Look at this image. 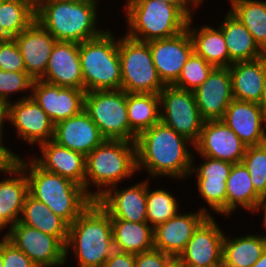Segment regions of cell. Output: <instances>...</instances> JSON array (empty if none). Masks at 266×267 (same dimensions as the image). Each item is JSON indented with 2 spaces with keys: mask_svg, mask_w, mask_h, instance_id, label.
<instances>
[{
  "mask_svg": "<svg viewBox=\"0 0 266 267\" xmlns=\"http://www.w3.org/2000/svg\"><path fill=\"white\" fill-rule=\"evenodd\" d=\"M135 144L137 170L146 171L147 179L167 177L185 181L189 178L195 152L188 146L194 149V143L171 127L160 121L140 133Z\"/></svg>",
  "mask_w": 266,
  "mask_h": 267,
  "instance_id": "6da1fadb",
  "label": "cell"
},
{
  "mask_svg": "<svg viewBox=\"0 0 266 267\" xmlns=\"http://www.w3.org/2000/svg\"><path fill=\"white\" fill-rule=\"evenodd\" d=\"M113 251L111 217L97 201H93L69 225L65 262L73 252L77 267H103Z\"/></svg>",
  "mask_w": 266,
  "mask_h": 267,
  "instance_id": "7a4b0ae2",
  "label": "cell"
},
{
  "mask_svg": "<svg viewBox=\"0 0 266 267\" xmlns=\"http://www.w3.org/2000/svg\"><path fill=\"white\" fill-rule=\"evenodd\" d=\"M31 159L20 155L18 160V165L27 175L29 195L45 203L69 225L72 224L94 200L80 185L44 170Z\"/></svg>",
  "mask_w": 266,
  "mask_h": 267,
  "instance_id": "3957f363",
  "label": "cell"
},
{
  "mask_svg": "<svg viewBox=\"0 0 266 267\" xmlns=\"http://www.w3.org/2000/svg\"><path fill=\"white\" fill-rule=\"evenodd\" d=\"M99 3L40 0L36 4L35 20L57 41L82 43L107 30L97 26Z\"/></svg>",
  "mask_w": 266,
  "mask_h": 267,
  "instance_id": "277c9868",
  "label": "cell"
},
{
  "mask_svg": "<svg viewBox=\"0 0 266 267\" xmlns=\"http://www.w3.org/2000/svg\"><path fill=\"white\" fill-rule=\"evenodd\" d=\"M137 172L135 142L105 139L86 156L84 189L96 201Z\"/></svg>",
  "mask_w": 266,
  "mask_h": 267,
  "instance_id": "5b68a950",
  "label": "cell"
},
{
  "mask_svg": "<svg viewBox=\"0 0 266 267\" xmlns=\"http://www.w3.org/2000/svg\"><path fill=\"white\" fill-rule=\"evenodd\" d=\"M125 33L149 42L174 37L187 29L188 18L175 6L158 0H126Z\"/></svg>",
  "mask_w": 266,
  "mask_h": 267,
  "instance_id": "8992f818",
  "label": "cell"
},
{
  "mask_svg": "<svg viewBox=\"0 0 266 267\" xmlns=\"http://www.w3.org/2000/svg\"><path fill=\"white\" fill-rule=\"evenodd\" d=\"M111 29L79 43V56L85 92L121 89V62L118 38Z\"/></svg>",
  "mask_w": 266,
  "mask_h": 267,
  "instance_id": "52a82bcc",
  "label": "cell"
},
{
  "mask_svg": "<svg viewBox=\"0 0 266 267\" xmlns=\"http://www.w3.org/2000/svg\"><path fill=\"white\" fill-rule=\"evenodd\" d=\"M121 62V89L126 93L159 94L166 86L155 68L149 44L118 36Z\"/></svg>",
  "mask_w": 266,
  "mask_h": 267,
  "instance_id": "ba28073f",
  "label": "cell"
},
{
  "mask_svg": "<svg viewBox=\"0 0 266 267\" xmlns=\"http://www.w3.org/2000/svg\"><path fill=\"white\" fill-rule=\"evenodd\" d=\"M84 110L105 139L136 141L128 121L127 93L122 89L85 92Z\"/></svg>",
  "mask_w": 266,
  "mask_h": 267,
  "instance_id": "9c48e42d",
  "label": "cell"
},
{
  "mask_svg": "<svg viewBox=\"0 0 266 267\" xmlns=\"http://www.w3.org/2000/svg\"><path fill=\"white\" fill-rule=\"evenodd\" d=\"M160 96V121L194 144L198 141L204 119L192 91L166 85Z\"/></svg>",
  "mask_w": 266,
  "mask_h": 267,
  "instance_id": "30bf717a",
  "label": "cell"
},
{
  "mask_svg": "<svg viewBox=\"0 0 266 267\" xmlns=\"http://www.w3.org/2000/svg\"><path fill=\"white\" fill-rule=\"evenodd\" d=\"M5 237L37 267H62L66 264L65 246L52 235L18 221L5 232Z\"/></svg>",
  "mask_w": 266,
  "mask_h": 267,
  "instance_id": "8fae6325",
  "label": "cell"
},
{
  "mask_svg": "<svg viewBox=\"0 0 266 267\" xmlns=\"http://www.w3.org/2000/svg\"><path fill=\"white\" fill-rule=\"evenodd\" d=\"M8 124L13 126L18 140L39 146L54 136V124L37 102L26 93L8 104Z\"/></svg>",
  "mask_w": 266,
  "mask_h": 267,
  "instance_id": "7c38bea8",
  "label": "cell"
},
{
  "mask_svg": "<svg viewBox=\"0 0 266 267\" xmlns=\"http://www.w3.org/2000/svg\"><path fill=\"white\" fill-rule=\"evenodd\" d=\"M194 158H196V155L193 154L189 177L193 174L197 175L195 184L198 188V196L205 201V204H208V208L203 205L200 210L209 216H212L210 212L213 211V213L226 217V180L233 164L207 156H200L203 161L199 163V166H195Z\"/></svg>",
  "mask_w": 266,
  "mask_h": 267,
  "instance_id": "4fadbf2b",
  "label": "cell"
},
{
  "mask_svg": "<svg viewBox=\"0 0 266 267\" xmlns=\"http://www.w3.org/2000/svg\"><path fill=\"white\" fill-rule=\"evenodd\" d=\"M246 148L247 146L222 119L204 121L200 137L194 144V150L199 156H207L231 164L242 161Z\"/></svg>",
  "mask_w": 266,
  "mask_h": 267,
  "instance_id": "5bb4252c",
  "label": "cell"
},
{
  "mask_svg": "<svg viewBox=\"0 0 266 267\" xmlns=\"http://www.w3.org/2000/svg\"><path fill=\"white\" fill-rule=\"evenodd\" d=\"M219 226L214 216H208L195 230L178 259L187 267L223 264V239L226 232Z\"/></svg>",
  "mask_w": 266,
  "mask_h": 267,
  "instance_id": "9a60e30c",
  "label": "cell"
},
{
  "mask_svg": "<svg viewBox=\"0 0 266 267\" xmlns=\"http://www.w3.org/2000/svg\"><path fill=\"white\" fill-rule=\"evenodd\" d=\"M85 90L61 87L36 79L32 84L31 97L49 116L55 125L79 114L84 109Z\"/></svg>",
  "mask_w": 266,
  "mask_h": 267,
  "instance_id": "2e32d148",
  "label": "cell"
},
{
  "mask_svg": "<svg viewBox=\"0 0 266 267\" xmlns=\"http://www.w3.org/2000/svg\"><path fill=\"white\" fill-rule=\"evenodd\" d=\"M147 43L160 79L165 85H172L194 52L188 29L174 37L152 40Z\"/></svg>",
  "mask_w": 266,
  "mask_h": 267,
  "instance_id": "e0dca14e",
  "label": "cell"
},
{
  "mask_svg": "<svg viewBox=\"0 0 266 267\" xmlns=\"http://www.w3.org/2000/svg\"><path fill=\"white\" fill-rule=\"evenodd\" d=\"M147 179L119 189L109 188L96 201L110 215L111 219H121L135 223L147 222Z\"/></svg>",
  "mask_w": 266,
  "mask_h": 267,
  "instance_id": "ac0fdd59",
  "label": "cell"
},
{
  "mask_svg": "<svg viewBox=\"0 0 266 267\" xmlns=\"http://www.w3.org/2000/svg\"><path fill=\"white\" fill-rule=\"evenodd\" d=\"M193 93L200 115L205 121L222 119L234 99L228 67H215Z\"/></svg>",
  "mask_w": 266,
  "mask_h": 267,
  "instance_id": "d6986e66",
  "label": "cell"
},
{
  "mask_svg": "<svg viewBox=\"0 0 266 267\" xmlns=\"http://www.w3.org/2000/svg\"><path fill=\"white\" fill-rule=\"evenodd\" d=\"M222 121L247 147L266 143V118L258 103L233 99Z\"/></svg>",
  "mask_w": 266,
  "mask_h": 267,
  "instance_id": "ffe728a7",
  "label": "cell"
},
{
  "mask_svg": "<svg viewBox=\"0 0 266 267\" xmlns=\"http://www.w3.org/2000/svg\"><path fill=\"white\" fill-rule=\"evenodd\" d=\"M180 212L154 228V248L174 258L185 250L195 230L209 216L200 209L197 212Z\"/></svg>",
  "mask_w": 266,
  "mask_h": 267,
  "instance_id": "44dd1931",
  "label": "cell"
},
{
  "mask_svg": "<svg viewBox=\"0 0 266 267\" xmlns=\"http://www.w3.org/2000/svg\"><path fill=\"white\" fill-rule=\"evenodd\" d=\"M40 79L61 87L84 90L79 43L56 41L45 74Z\"/></svg>",
  "mask_w": 266,
  "mask_h": 267,
  "instance_id": "7402d4cb",
  "label": "cell"
},
{
  "mask_svg": "<svg viewBox=\"0 0 266 267\" xmlns=\"http://www.w3.org/2000/svg\"><path fill=\"white\" fill-rule=\"evenodd\" d=\"M13 39L24 59L26 73L34 80L40 79L57 40L37 20Z\"/></svg>",
  "mask_w": 266,
  "mask_h": 267,
  "instance_id": "603a6c76",
  "label": "cell"
},
{
  "mask_svg": "<svg viewBox=\"0 0 266 267\" xmlns=\"http://www.w3.org/2000/svg\"><path fill=\"white\" fill-rule=\"evenodd\" d=\"M53 141L85 157L105 138L99 128L83 109L79 114L54 125Z\"/></svg>",
  "mask_w": 266,
  "mask_h": 267,
  "instance_id": "cb8c5ba5",
  "label": "cell"
},
{
  "mask_svg": "<svg viewBox=\"0 0 266 267\" xmlns=\"http://www.w3.org/2000/svg\"><path fill=\"white\" fill-rule=\"evenodd\" d=\"M41 155L32 156L33 160L44 170L67 178L84 188L86 157L59 145L53 140L38 146Z\"/></svg>",
  "mask_w": 266,
  "mask_h": 267,
  "instance_id": "d4e9b609",
  "label": "cell"
},
{
  "mask_svg": "<svg viewBox=\"0 0 266 267\" xmlns=\"http://www.w3.org/2000/svg\"><path fill=\"white\" fill-rule=\"evenodd\" d=\"M9 175V177H8ZM0 178V230H8L21 217L24 201L28 193L25 171L17 164ZM7 227V228H6Z\"/></svg>",
  "mask_w": 266,
  "mask_h": 267,
  "instance_id": "484cf974",
  "label": "cell"
},
{
  "mask_svg": "<svg viewBox=\"0 0 266 267\" xmlns=\"http://www.w3.org/2000/svg\"><path fill=\"white\" fill-rule=\"evenodd\" d=\"M263 202L264 199L253 187L245 165L242 162L233 164L226 180V218L240 208L259 214Z\"/></svg>",
  "mask_w": 266,
  "mask_h": 267,
  "instance_id": "4316f807",
  "label": "cell"
},
{
  "mask_svg": "<svg viewBox=\"0 0 266 267\" xmlns=\"http://www.w3.org/2000/svg\"><path fill=\"white\" fill-rule=\"evenodd\" d=\"M228 69L233 98L259 103L266 75V55L255 60L234 62Z\"/></svg>",
  "mask_w": 266,
  "mask_h": 267,
  "instance_id": "83f0119b",
  "label": "cell"
},
{
  "mask_svg": "<svg viewBox=\"0 0 266 267\" xmlns=\"http://www.w3.org/2000/svg\"><path fill=\"white\" fill-rule=\"evenodd\" d=\"M218 27L229 52V66L238 61L261 58L266 53L258 46L248 29L229 10Z\"/></svg>",
  "mask_w": 266,
  "mask_h": 267,
  "instance_id": "f1b7e54d",
  "label": "cell"
},
{
  "mask_svg": "<svg viewBox=\"0 0 266 267\" xmlns=\"http://www.w3.org/2000/svg\"><path fill=\"white\" fill-rule=\"evenodd\" d=\"M193 21L194 17L188 20L187 29L193 41L194 52L215 67H229V52L222 31L207 24L201 27L191 26Z\"/></svg>",
  "mask_w": 266,
  "mask_h": 267,
  "instance_id": "f546056e",
  "label": "cell"
},
{
  "mask_svg": "<svg viewBox=\"0 0 266 267\" xmlns=\"http://www.w3.org/2000/svg\"><path fill=\"white\" fill-rule=\"evenodd\" d=\"M266 249V234H248L229 238L224 234L222 263L224 267H252Z\"/></svg>",
  "mask_w": 266,
  "mask_h": 267,
  "instance_id": "4dcf8cb0",
  "label": "cell"
},
{
  "mask_svg": "<svg viewBox=\"0 0 266 267\" xmlns=\"http://www.w3.org/2000/svg\"><path fill=\"white\" fill-rule=\"evenodd\" d=\"M20 223L56 237L64 246L68 240L69 224L43 202L26 196Z\"/></svg>",
  "mask_w": 266,
  "mask_h": 267,
  "instance_id": "1f68e13d",
  "label": "cell"
},
{
  "mask_svg": "<svg viewBox=\"0 0 266 267\" xmlns=\"http://www.w3.org/2000/svg\"><path fill=\"white\" fill-rule=\"evenodd\" d=\"M114 250L138 254L154 248V229L147 223L111 219Z\"/></svg>",
  "mask_w": 266,
  "mask_h": 267,
  "instance_id": "d6a6232c",
  "label": "cell"
},
{
  "mask_svg": "<svg viewBox=\"0 0 266 267\" xmlns=\"http://www.w3.org/2000/svg\"><path fill=\"white\" fill-rule=\"evenodd\" d=\"M127 112L130 128L138 136L160 122L159 94L127 93Z\"/></svg>",
  "mask_w": 266,
  "mask_h": 267,
  "instance_id": "836d02e7",
  "label": "cell"
},
{
  "mask_svg": "<svg viewBox=\"0 0 266 267\" xmlns=\"http://www.w3.org/2000/svg\"><path fill=\"white\" fill-rule=\"evenodd\" d=\"M229 11L248 29L258 46L266 53V1L229 0Z\"/></svg>",
  "mask_w": 266,
  "mask_h": 267,
  "instance_id": "e575fe53",
  "label": "cell"
},
{
  "mask_svg": "<svg viewBox=\"0 0 266 267\" xmlns=\"http://www.w3.org/2000/svg\"><path fill=\"white\" fill-rule=\"evenodd\" d=\"M35 10L31 0H4L0 3V24L13 38L35 20Z\"/></svg>",
  "mask_w": 266,
  "mask_h": 267,
  "instance_id": "d590c367",
  "label": "cell"
},
{
  "mask_svg": "<svg viewBox=\"0 0 266 267\" xmlns=\"http://www.w3.org/2000/svg\"><path fill=\"white\" fill-rule=\"evenodd\" d=\"M147 180V205H146V219L147 223L154 229L159 224H162L175 216L180 210L181 206L179 200L165 188L151 189Z\"/></svg>",
  "mask_w": 266,
  "mask_h": 267,
  "instance_id": "8d00e7d4",
  "label": "cell"
},
{
  "mask_svg": "<svg viewBox=\"0 0 266 267\" xmlns=\"http://www.w3.org/2000/svg\"><path fill=\"white\" fill-rule=\"evenodd\" d=\"M214 65L193 52L183 66L178 79L172 84L176 88L194 92L208 78Z\"/></svg>",
  "mask_w": 266,
  "mask_h": 267,
  "instance_id": "74e56055",
  "label": "cell"
},
{
  "mask_svg": "<svg viewBox=\"0 0 266 267\" xmlns=\"http://www.w3.org/2000/svg\"><path fill=\"white\" fill-rule=\"evenodd\" d=\"M251 177L255 191L263 198H266V143L249 146L241 161Z\"/></svg>",
  "mask_w": 266,
  "mask_h": 267,
  "instance_id": "f35d334b",
  "label": "cell"
},
{
  "mask_svg": "<svg viewBox=\"0 0 266 267\" xmlns=\"http://www.w3.org/2000/svg\"><path fill=\"white\" fill-rule=\"evenodd\" d=\"M34 79L26 72H11L0 69V100L7 104L12 102V94L28 93L31 97L32 84ZM30 93H29V92Z\"/></svg>",
  "mask_w": 266,
  "mask_h": 267,
  "instance_id": "ab89813d",
  "label": "cell"
},
{
  "mask_svg": "<svg viewBox=\"0 0 266 267\" xmlns=\"http://www.w3.org/2000/svg\"><path fill=\"white\" fill-rule=\"evenodd\" d=\"M0 69L11 72H26L24 59L13 38L8 42L0 43Z\"/></svg>",
  "mask_w": 266,
  "mask_h": 267,
  "instance_id": "60d3db41",
  "label": "cell"
},
{
  "mask_svg": "<svg viewBox=\"0 0 266 267\" xmlns=\"http://www.w3.org/2000/svg\"><path fill=\"white\" fill-rule=\"evenodd\" d=\"M3 267H37L31 259L6 237L2 239Z\"/></svg>",
  "mask_w": 266,
  "mask_h": 267,
  "instance_id": "b9f144b4",
  "label": "cell"
},
{
  "mask_svg": "<svg viewBox=\"0 0 266 267\" xmlns=\"http://www.w3.org/2000/svg\"><path fill=\"white\" fill-rule=\"evenodd\" d=\"M173 259V256L153 248L135 254V267H167Z\"/></svg>",
  "mask_w": 266,
  "mask_h": 267,
  "instance_id": "7bdbcfd3",
  "label": "cell"
},
{
  "mask_svg": "<svg viewBox=\"0 0 266 267\" xmlns=\"http://www.w3.org/2000/svg\"><path fill=\"white\" fill-rule=\"evenodd\" d=\"M4 137L0 136V174H7L12 170L18 164L20 157L15 151L12 152L11 148L5 146L6 144H3Z\"/></svg>",
  "mask_w": 266,
  "mask_h": 267,
  "instance_id": "ee69618b",
  "label": "cell"
},
{
  "mask_svg": "<svg viewBox=\"0 0 266 267\" xmlns=\"http://www.w3.org/2000/svg\"><path fill=\"white\" fill-rule=\"evenodd\" d=\"M103 267H135V254L114 250Z\"/></svg>",
  "mask_w": 266,
  "mask_h": 267,
  "instance_id": "f6af8a7d",
  "label": "cell"
},
{
  "mask_svg": "<svg viewBox=\"0 0 266 267\" xmlns=\"http://www.w3.org/2000/svg\"><path fill=\"white\" fill-rule=\"evenodd\" d=\"M175 5L188 19L194 17L195 9L200 7L197 0H158ZM193 12V13H192Z\"/></svg>",
  "mask_w": 266,
  "mask_h": 267,
  "instance_id": "bcb514c9",
  "label": "cell"
},
{
  "mask_svg": "<svg viewBox=\"0 0 266 267\" xmlns=\"http://www.w3.org/2000/svg\"><path fill=\"white\" fill-rule=\"evenodd\" d=\"M8 123V104L0 100V136H4L5 124Z\"/></svg>",
  "mask_w": 266,
  "mask_h": 267,
  "instance_id": "7dc6e473",
  "label": "cell"
},
{
  "mask_svg": "<svg viewBox=\"0 0 266 267\" xmlns=\"http://www.w3.org/2000/svg\"><path fill=\"white\" fill-rule=\"evenodd\" d=\"M258 104L263 110L264 116L266 118V75L264 77V82H263L262 96Z\"/></svg>",
  "mask_w": 266,
  "mask_h": 267,
  "instance_id": "c3c4849f",
  "label": "cell"
},
{
  "mask_svg": "<svg viewBox=\"0 0 266 267\" xmlns=\"http://www.w3.org/2000/svg\"><path fill=\"white\" fill-rule=\"evenodd\" d=\"M11 39H12V37L8 34V32L0 24V43L8 42Z\"/></svg>",
  "mask_w": 266,
  "mask_h": 267,
  "instance_id": "681fc988",
  "label": "cell"
},
{
  "mask_svg": "<svg viewBox=\"0 0 266 267\" xmlns=\"http://www.w3.org/2000/svg\"><path fill=\"white\" fill-rule=\"evenodd\" d=\"M252 267H266V249L263 251L261 257Z\"/></svg>",
  "mask_w": 266,
  "mask_h": 267,
  "instance_id": "f907efd6",
  "label": "cell"
},
{
  "mask_svg": "<svg viewBox=\"0 0 266 267\" xmlns=\"http://www.w3.org/2000/svg\"><path fill=\"white\" fill-rule=\"evenodd\" d=\"M167 267H187L184 263H182L178 258H174Z\"/></svg>",
  "mask_w": 266,
  "mask_h": 267,
  "instance_id": "816d5d0a",
  "label": "cell"
},
{
  "mask_svg": "<svg viewBox=\"0 0 266 267\" xmlns=\"http://www.w3.org/2000/svg\"><path fill=\"white\" fill-rule=\"evenodd\" d=\"M260 211H262L263 213H261V214H263L262 216H263V218L261 219V220H263L262 221V226H263V229H265L266 230V209H260Z\"/></svg>",
  "mask_w": 266,
  "mask_h": 267,
  "instance_id": "f5cc1de1",
  "label": "cell"
},
{
  "mask_svg": "<svg viewBox=\"0 0 266 267\" xmlns=\"http://www.w3.org/2000/svg\"><path fill=\"white\" fill-rule=\"evenodd\" d=\"M64 2H90V1H98V0H58Z\"/></svg>",
  "mask_w": 266,
  "mask_h": 267,
  "instance_id": "db71d44e",
  "label": "cell"
},
{
  "mask_svg": "<svg viewBox=\"0 0 266 267\" xmlns=\"http://www.w3.org/2000/svg\"><path fill=\"white\" fill-rule=\"evenodd\" d=\"M0 267H3V260H2V241L0 242Z\"/></svg>",
  "mask_w": 266,
  "mask_h": 267,
  "instance_id": "11a10c76",
  "label": "cell"
},
{
  "mask_svg": "<svg viewBox=\"0 0 266 267\" xmlns=\"http://www.w3.org/2000/svg\"><path fill=\"white\" fill-rule=\"evenodd\" d=\"M261 209H266V198L264 199V202L262 203Z\"/></svg>",
  "mask_w": 266,
  "mask_h": 267,
  "instance_id": "9f6ffc18",
  "label": "cell"
},
{
  "mask_svg": "<svg viewBox=\"0 0 266 267\" xmlns=\"http://www.w3.org/2000/svg\"><path fill=\"white\" fill-rule=\"evenodd\" d=\"M207 267H224L223 264H218V265H211V266H207Z\"/></svg>",
  "mask_w": 266,
  "mask_h": 267,
  "instance_id": "6f0895ef",
  "label": "cell"
},
{
  "mask_svg": "<svg viewBox=\"0 0 266 267\" xmlns=\"http://www.w3.org/2000/svg\"><path fill=\"white\" fill-rule=\"evenodd\" d=\"M1 232H3V231H2V230H0V237L2 236V237L0 238V242H1V241H2V239L5 237V234L3 235V234H1Z\"/></svg>",
  "mask_w": 266,
  "mask_h": 267,
  "instance_id": "680465c9",
  "label": "cell"
},
{
  "mask_svg": "<svg viewBox=\"0 0 266 267\" xmlns=\"http://www.w3.org/2000/svg\"><path fill=\"white\" fill-rule=\"evenodd\" d=\"M35 5L40 1V0H31Z\"/></svg>",
  "mask_w": 266,
  "mask_h": 267,
  "instance_id": "91938a15",
  "label": "cell"
},
{
  "mask_svg": "<svg viewBox=\"0 0 266 267\" xmlns=\"http://www.w3.org/2000/svg\"><path fill=\"white\" fill-rule=\"evenodd\" d=\"M200 4H203L205 0H197Z\"/></svg>",
  "mask_w": 266,
  "mask_h": 267,
  "instance_id": "94428289",
  "label": "cell"
}]
</instances>
